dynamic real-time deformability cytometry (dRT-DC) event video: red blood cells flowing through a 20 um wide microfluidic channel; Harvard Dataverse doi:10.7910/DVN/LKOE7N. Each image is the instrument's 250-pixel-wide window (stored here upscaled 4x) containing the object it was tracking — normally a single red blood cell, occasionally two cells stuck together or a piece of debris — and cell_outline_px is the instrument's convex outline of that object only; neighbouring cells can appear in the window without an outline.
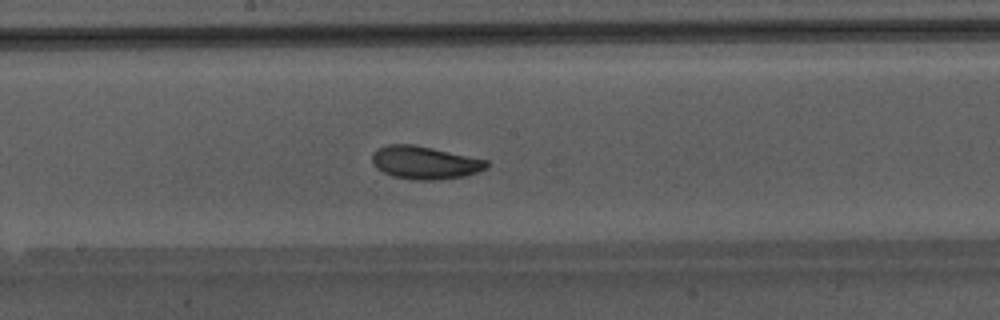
{"species": "Egyptian fruit bat (a non-hibernating species)", "species_latin": "Rousettus aegyptiacus", "temperature_condition": "warm", "stored_images_in_passage": 50, "camera_frame_rate_fps": 3000, "um_per_image_px": 0.085, "animal": {"sex": "male"}, "frame": {"image": 1, "passage_image": 29, "time_ms": 9.333, "image_size_px": [1000, 320], "cell_outline_px": [[488, 164], [484, 168], [476, 172], [464, 176], [436, 180], [412, 180], [392, 176], [376, 168], [372, 164], [372, 152], [388, 144], [412, 144], [432, 148], [488, 160]], "centroid_in_image_um": [36.06, 13.82], "position_along_channel_um": 212.1, "area_um2": 21.85}}
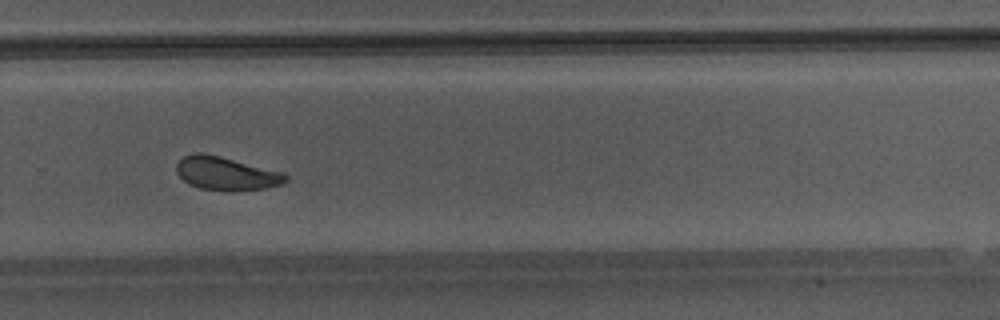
{"frame": {"image": 2, "passage_image": 36, "time_ms": 11.667, "image_size_px": [1000, 320], "cell_outline_px": [[288, 180], [284, 184], [264, 188], [236, 192], [228, 192], [200, 188], [188, 184], [176, 172], [176, 164], [184, 156], [196, 152], [200, 152], [220, 156], [284, 172], [288, 176]], "centroid_in_image_um": [19.25, 14.76], "position_along_channel_um": 310.5, "area_um2": 21.56}, "authors_computed_cell_mechanics": {"area_um2": 22.1085, "velocity_mm_per_s": 4.2323, "shape_relaxation_time_tau1_ms": 2.6107, "shape_relaxation_time_tau2_ms": 3.0582, "deformation_change_tau1": 0.1045, "deformation_change_tau2": 0.0757}}